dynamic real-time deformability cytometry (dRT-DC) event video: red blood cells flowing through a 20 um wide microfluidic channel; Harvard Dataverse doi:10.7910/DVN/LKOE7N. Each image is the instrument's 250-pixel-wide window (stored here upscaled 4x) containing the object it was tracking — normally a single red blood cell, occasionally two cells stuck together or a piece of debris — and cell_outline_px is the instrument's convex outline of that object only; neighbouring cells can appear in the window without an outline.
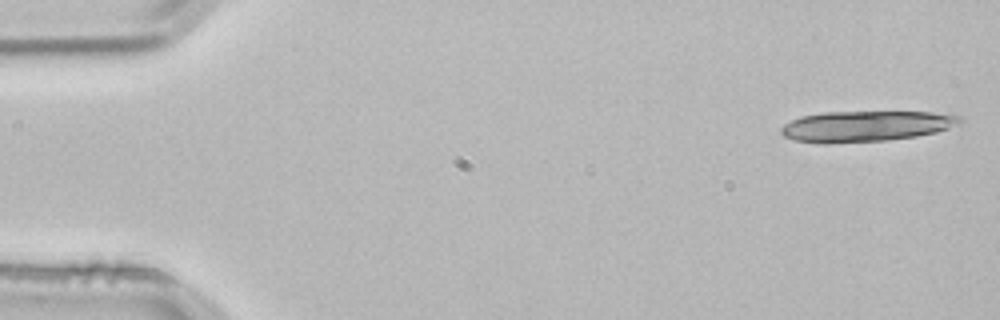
{"species": "common noctule bat (a hibernating species)", "species_latin": "Nyctalus noctula", "temperature_condition": "room temperature", "stored_images_in_passage": 4, "camera_frame_rate_fps": 3000, "um_per_image_px": 0.085, "animal": {"sex": "male", "body_mass_g": 21.5, "forearm_length_mm": 52.0}, "frame": {"image": 1, "passage_image": 1, "time_ms": 0.0, "image_size_px": [1000, 320], "cell_outline_px": [[964, 120], [960, 124], [936, 132], [916, 136], [888, 140], [828, 144], [820, 144], [792, 140], [784, 136], [780, 132], [780, 128], [784, 124], [800, 116], [824, 112], [932, 112], [960, 116]], "centroid_in_image_um": [73.56, 10.74], "position_along_channel_um": 11.4, "area_um2": 32.31}}
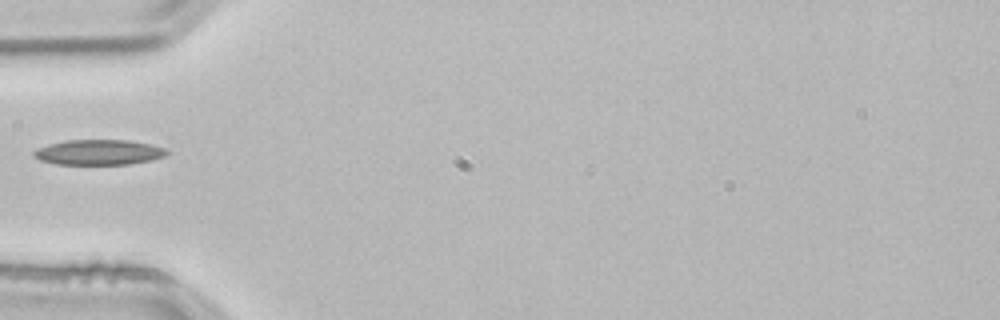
{"frame": {"image": 2, "passage_image": 4, "time_ms": 1.0, "image_size_px": [1000, 320], "cell_outline_px": [[168, 152], [164, 156], [152, 160], [128, 164], [56, 164], [40, 160], [32, 156], [32, 152], [36, 148], [48, 144], [64, 140], [128, 140], [148, 144], [164, 148]], "centroid_in_image_um": [8.33, 12.94], "position_along_channel_um": 76.7, "area_um2": 19.54}}